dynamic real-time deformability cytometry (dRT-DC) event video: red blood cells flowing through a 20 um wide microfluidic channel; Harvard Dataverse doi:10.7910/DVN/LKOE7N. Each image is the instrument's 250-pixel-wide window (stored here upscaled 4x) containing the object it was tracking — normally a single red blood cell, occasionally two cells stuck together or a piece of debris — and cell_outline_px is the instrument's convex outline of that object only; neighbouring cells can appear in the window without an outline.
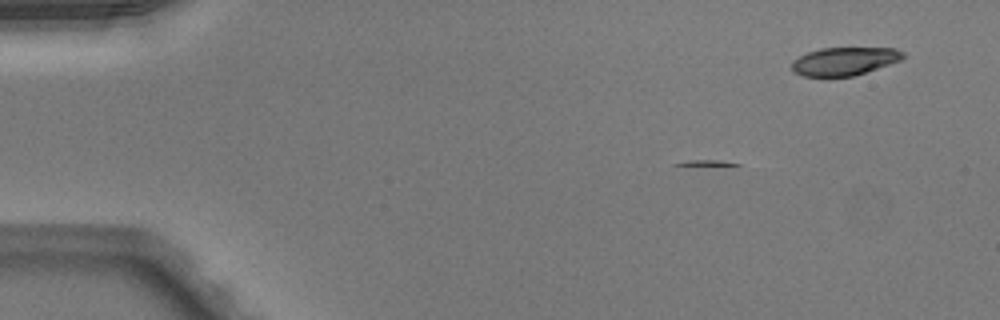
{"species": "Egyptian fruit bat (a non-hibernating species)", "species_latin": "Rousettus aegyptiacus", "temperature_condition": "warm", "stored_images_in_passage": 5, "camera_frame_rate_fps": 3000, "um_per_image_px": 0.085, "animal": {"sex": "male"}, "frame": {"image": 1, "passage_image": 5, "time_ms": 1.333, "image_size_px": [1000, 320], "cell_outline_px": [[904, 56], [900, 60], [852, 76], [804, 76], [796, 72], [792, 68], [792, 60], [808, 52], [820, 48], [896, 48], [904, 52]], "centroid_in_image_um": [71.76, 5.19], "position_along_channel_um": 13.2, "area_um2": 17.86}}